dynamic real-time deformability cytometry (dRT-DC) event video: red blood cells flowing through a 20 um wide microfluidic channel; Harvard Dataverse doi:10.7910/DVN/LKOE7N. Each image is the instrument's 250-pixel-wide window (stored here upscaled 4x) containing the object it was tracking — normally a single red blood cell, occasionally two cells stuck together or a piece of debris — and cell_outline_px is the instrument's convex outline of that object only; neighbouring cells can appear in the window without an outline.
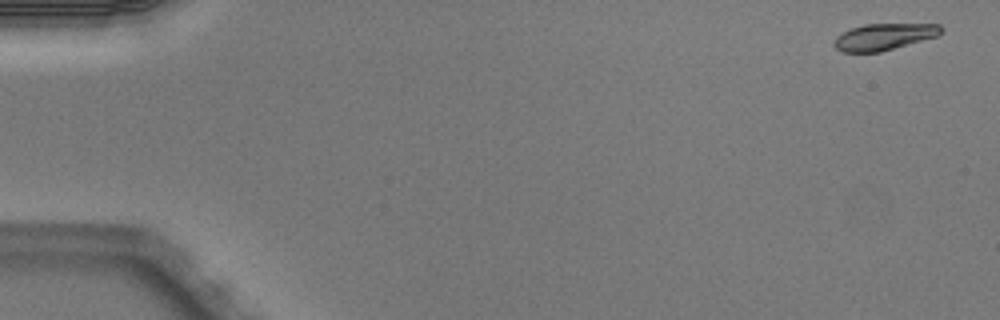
{"species": "Egyptian fruit bat (a non-hibernating species)", "species_latin": "Rousettus aegyptiacus", "temperature_condition": "warm", "stored_images_in_passage": 5, "camera_frame_rate_fps": 3000, "um_per_image_px": 0.085, "animal": {"sex": "male"}, "frame": {"image": 1, "passage_image": 5, "time_ms": 1.333, "image_size_px": [1000, 320], "cell_outline_px": [[944, 28], [936, 36], [880, 52], [840, 52], [832, 44], [836, 36], [852, 28], [864, 24], [940, 24]], "centroid_in_image_um": [75.1, 3.12], "position_along_channel_um": 9.9, "area_um2": 16.42}}